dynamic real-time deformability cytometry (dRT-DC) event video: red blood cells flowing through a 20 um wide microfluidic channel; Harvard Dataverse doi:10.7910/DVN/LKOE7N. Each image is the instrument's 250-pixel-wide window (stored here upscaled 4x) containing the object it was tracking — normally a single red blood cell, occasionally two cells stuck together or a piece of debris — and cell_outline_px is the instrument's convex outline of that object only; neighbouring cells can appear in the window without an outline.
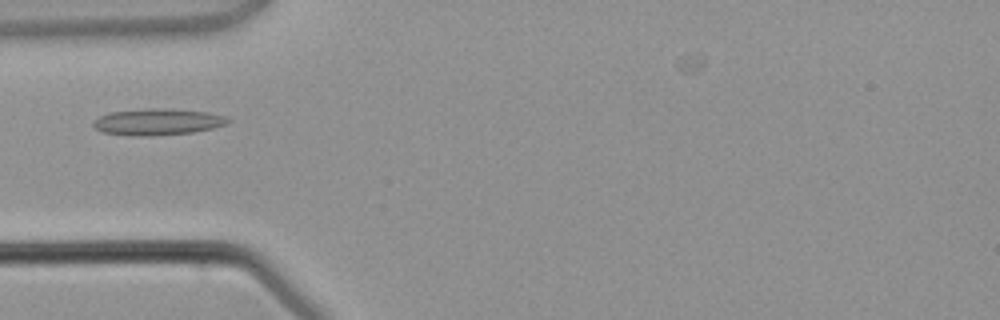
{"species": "common noctule bat (a hibernating species)", "species_latin": "Nyctalus noctula", "temperature_condition": "warm", "stored_images_in_passage": 4, "camera_frame_rate_fps": 3000, "um_per_image_px": 0.085, "animal": {"sex": "male", "body_mass_g": 21.5, "forearm_length_mm": 52.0}, "frame": {"image": 1, "passage_image": 3, "time_ms": 2.667, "image_size_px": [1000, 320], "cell_outline_px": [[232, 120], [224, 124], [212, 128], [192, 132], [148, 136], [132, 136], [104, 132], [96, 128], [92, 124], [100, 116], [108, 112], [144, 108], [172, 108], [208, 112], [228, 116]], "centroid_in_image_um": [13.42, 10.34], "position_along_channel_um": 71.6, "area_um2": 20.87}}
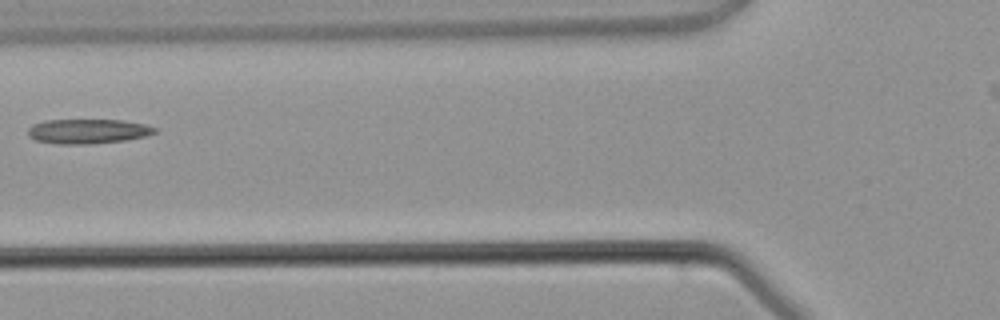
{"frame": {"image": 2, "passage_image": 4, "time_ms": 3.667, "image_size_px": [1000, 320], "cell_outline_px": [[156, 132], [144, 136], [124, 140], [88, 144], [56, 144], [36, 140], [28, 136], [28, 128], [32, 124], [44, 120], [120, 120], [144, 124], [156, 128]], "centroid_in_image_um": [7.4, 11.16], "position_along_channel_um": 118.4, "area_um2": 18.09}}